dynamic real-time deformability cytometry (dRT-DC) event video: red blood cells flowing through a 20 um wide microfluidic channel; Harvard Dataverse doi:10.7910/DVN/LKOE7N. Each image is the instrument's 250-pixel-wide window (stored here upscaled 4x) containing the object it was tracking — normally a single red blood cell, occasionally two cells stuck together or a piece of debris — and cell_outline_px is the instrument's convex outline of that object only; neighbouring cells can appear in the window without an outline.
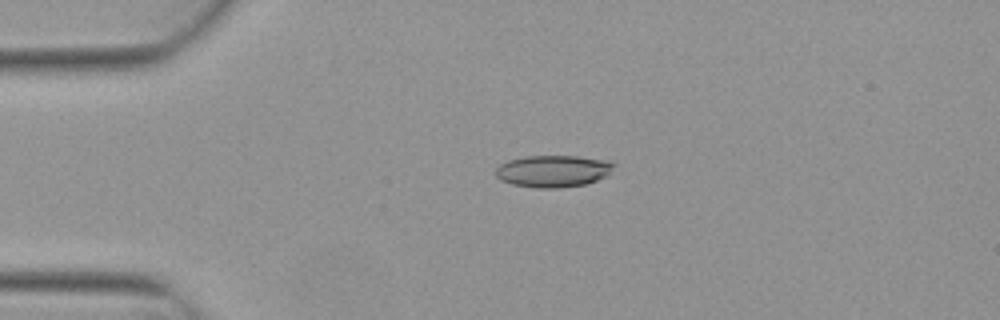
{"species": "Egyptian fruit bat (a non-hibernating species)", "species_latin": "Rousettus aegyptiacus", "temperature_condition": "warm", "stored_images_in_passage": 4, "camera_frame_rate_fps": 3000, "um_per_image_px": 0.085, "animal": {"sex": "female"}, "frame": {"image": 1, "passage_image": 3, "time_ms": 0.667, "image_size_px": [1000, 320], "cell_outline_px": [[616, 164], [608, 176], [584, 184], [560, 188], [536, 188], [512, 184], [500, 180], [496, 176], [496, 168], [500, 164], [508, 160], [524, 156], [576, 156], [604, 160]], "centroid_in_image_um": [47.0, 14.54], "position_along_channel_um": 38.0, "area_um2": 22.02}}